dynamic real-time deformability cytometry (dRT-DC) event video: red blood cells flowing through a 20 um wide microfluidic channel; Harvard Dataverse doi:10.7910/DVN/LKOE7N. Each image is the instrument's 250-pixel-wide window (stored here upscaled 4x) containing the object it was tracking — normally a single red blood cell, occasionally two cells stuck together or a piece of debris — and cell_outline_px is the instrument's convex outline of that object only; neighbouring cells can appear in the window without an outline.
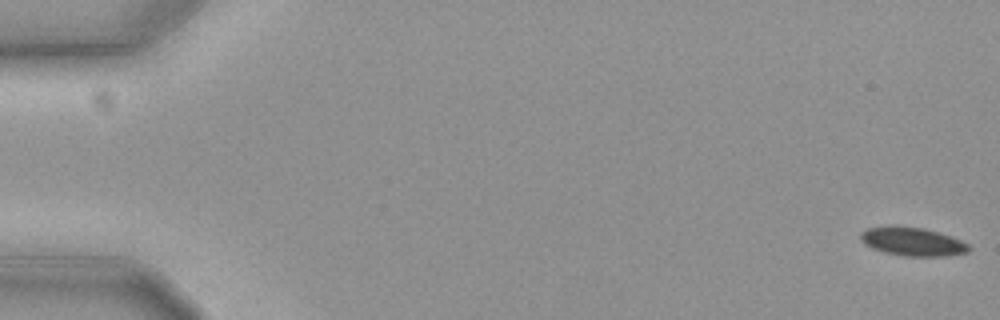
{"species": "common noctule bat (a hibernating species)", "species_latin": "Nyctalus noctula", "temperature_condition": "cold", "stored_images_in_passage": 58, "camera_frame_rate_fps": 3000, "um_per_image_px": 0.085, "animal": {"sex": "female", "body_mass_g": 19.3, "forearm_length_mm": 54.1}, "frame": {"image": 1, "passage_image": 1, "time_ms": 0.0, "image_size_px": [1000, 320], "cell_outline_px": [[972, 248], [968, 252], [948, 256], [904, 256], [884, 252], [872, 248], [864, 244], [860, 240], [860, 232], [868, 228], [892, 224], [896, 224], [924, 228], [952, 236], [968, 244]], "centroid_in_image_um": [77.54, 20.51], "position_along_channel_um": 7.5, "area_um2": 18.44}}
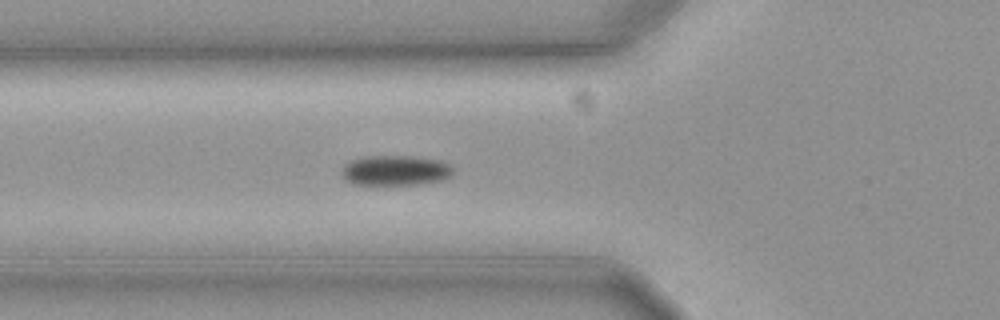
{"frame": {"image": 2, "passage_image": 22, "time_ms": 7.0, "image_size_px": [1000, 320], "cell_outline_px": [[452, 176], [440, 180], [416, 184], [352, 184], [344, 180], [340, 172], [344, 164], [352, 160], [368, 156], [408, 156], [440, 160], [448, 164], [452, 168]], "centroid_in_image_um": [33.56, 14.48], "position_along_channel_um": 92.2, "area_um2": 19.42}}
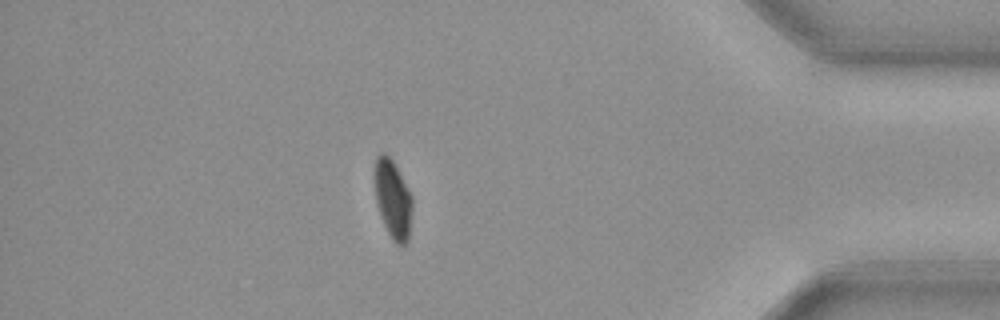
{"frame": {"image": 3, "passage_image": 51, "time_ms": 16.667, "image_size_px": [1000, 320], "cell_outline_px": [[412, 208], [408, 240], [404, 244], [396, 244], [392, 240], [380, 216], [376, 204], [372, 176], [372, 172], [376, 156], [380, 152], [384, 152], [392, 160], [412, 196]], "centroid_in_image_um": [33.33, 16.88], "position_along_channel_um": 401.9, "area_um2": 17.57}, "authors_computed_cell_mechanics": {"area_um2": 18.6983, "velocity_mm_per_s": 3.6348, "shape_relaxation_time_tau1_ms": 6.937, "shape_relaxation_time_tau2_ms": null, "deformation_change_tau1": 0.1368, "deformation_change_tau2": null}}